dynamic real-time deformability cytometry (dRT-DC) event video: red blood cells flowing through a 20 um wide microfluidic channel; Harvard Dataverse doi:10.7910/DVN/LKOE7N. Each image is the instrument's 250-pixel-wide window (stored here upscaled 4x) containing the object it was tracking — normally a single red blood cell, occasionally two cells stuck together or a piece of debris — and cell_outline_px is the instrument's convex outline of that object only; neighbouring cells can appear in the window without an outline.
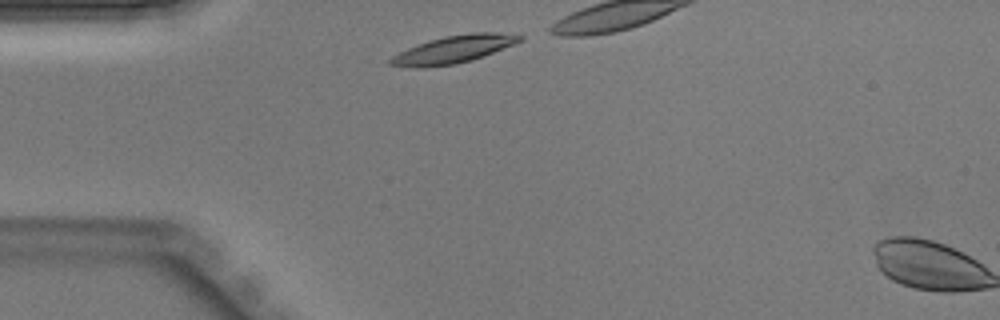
{"species": "Egyptian fruit bat (a non-hibernating species)", "species_latin": "Rousettus aegyptiacus", "temperature_condition": "warm", "stored_images_in_passage": 2, "camera_frame_rate_fps": 3000, "um_per_image_px": 0.085, "animal": {"sex": "male"}, "frame": {"image": 1, "passage_image": 1, "time_ms": 0.0, "image_size_px": [1000, 320], "cell_outline_px": [[524, 40], [492, 52], [456, 64], [420, 68], [412, 68], [388, 64], [388, 60], [392, 56], [408, 48], [428, 40], [444, 36], [472, 32], [496, 32], [524, 36]], "centroid_in_image_um": [38.51, 4.19], "position_along_channel_um": 46.5, "area_um2": 20.52}}